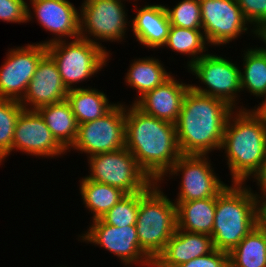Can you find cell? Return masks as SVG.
<instances>
[{"mask_svg":"<svg viewBox=\"0 0 266 267\" xmlns=\"http://www.w3.org/2000/svg\"><path fill=\"white\" fill-rule=\"evenodd\" d=\"M201 30L171 26L164 45L171 48L172 51L174 50V52L191 56L192 59L187 63V66L190 67L206 54H203V52L207 51L206 43L208 45V42Z\"/></svg>","mask_w":266,"mask_h":267,"instance_id":"obj_28","label":"cell"},{"mask_svg":"<svg viewBox=\"0 0 266 267\" xmlns=\"http://www.w3.org/2000/svg\"><path fill=\"white\" fill-rule=\"evenodd\" d=\"M215 197L175 202L177 228L191 233L212 234L216 211Z\"/></svg>","mask_w":266,"mask_h":267,"instance_id":"obj_21","label":"cell"},{"mask_svg":"<svg viewBox=\"0 0 266 267\" xmlns=\"http://www.w3.org/2000/svg\"><path fill=\"white\" fill-rule=\"evenodd\" d=\"M16 149L34 156L52 157L67 152L53 137L37 110L24 109L14 129L12 151Z\"/></svg>","mask_w":266,"mask_h":267,"instance_id":"obj_15","label":"cell"},{"mask_svg":"<svg viewBox=\"0 0 266 267\" xmlns=\"http://www.w3.org/2000/svg\"><path fill=\"white\" fill-rule=\"evenodd\" d=\"M229 267H266V232L255 227L229 253Z\"/></svg>","mask_w":266,"mask_h":267,"instance_id":"obj_26","label":"cell"},{"mask_svg":"<svg viewBox=\"0 0 266 267\" xmlns=\"http://www.w3.org/2000/svg\"><path fill=\"white\" fill-rule=\"evenodd\" d=\"M233 109L222 99L197 93L190 87L175 123L181 154L207 157L209 151L219 150Z\"/></svg>","mask_w":266,"mask_h":267,"instance_id":"obj_2","label":"cell"},{"mask_svg":"<svg viewBox=\"0 0 266 267\" xmlns=\"http://www.w3.org/2000/svg\"><path fill=\"white\" fill-rule=\"evenodd\" d=\"M261 195L262 196H259V194L255 193L256 227L259 230L266 232V191H261Z\"/></svg>","mask_w":266,"mask_h":267,"instance_id":"obj_35","label":"cell"},{"mask_svg":"<svg viewBox=\"0 0 266 267\" xmlns=\"http://www.w3.org/2000/svg\"><path fill=\"white\" fill-rule=\"evenodd\" d=\"M88 158L89 180L120 188L127 194L143 192L153 183L126 147Z\"/></svg>","mask_w":266,"mask_h":267,"instance_id":"obj_7","label":"cell"},{"mask_svg":"<svg viewBox=\"0 0 266 267\" xmlns=\"http://www.w3.org/2000/svg\"><path fill=\"white\" fill-rule=\"evenodd\" d=\"M244 71L240 70L241 90L245 88L256 97H266V45L249 48L244 53Z\"/></svg>","mask_w":266,"mask_h":267,"instance_id":"obj_27","label":"cell"},{"mask_svg":"<svg viewBox=\"0 0 266 267\" xmlns=\"http://www.w3.org/2000/svg\"><path fill=\"white\" fill-rule=\"evenodd\" d=\"M66 100L78 124L93 121L106 114L115 104L98 89L76 87L68 90Z\"/></svg>","mask_w":266,"mask_h":267,"instance_id":"obj_23","label":"cell"},{"mask_svg":"<svg viewBox=\"0 0 266 267\" xmlns=\"http://www.w3.org/2000/svg\"><path fill=\"white\" fill-rule=\"evenodd\" d=\"M123 5L122 0H84L80 9V38L95 44L100 43L97 40L118 42L125 38L128 20Z\"/></svg>","mask_w":266,"mask_h":267,"instance_id":"obj_9","label":"cell"},{"mask_svg":"<svg viewBox=\"0 0 266 267\" xmlns=\"http://www.w3.org/2000/svg\"><path fill=\"white\" fill-rule=\"evenodd\" d=\"M25 0H0V20L4 22L24 23L33 18Z\"/></svg>","mask_w":266,"mask_h":267,"instance_id":"obj_33","label":"cell"},{"mask_svg":"<svg viewBox=\"0 0 266 267\" xmlns=\"http://www.w3.org/2000/svg\"><path fill=\"white\" fill-rule=\"evenodd\" d=\"M47 47L41 43L11 49L0 68V98L20 101Z\"/></svg>","mask_w":266,"mask_h":267,"instance_id":"obj_13","label":"cell"},{"mask_svg":"<svg viewBox=\"0 0 266 267\" xmlns=\"http://www.w3.org/2000/svg\"><path fill=\"white\" fill-rule=\"evenodd\" d=\"M36 19L46 31L57 36L41 44L62 41V38H80L79 20L80 13L68 0H30ZM64 36V37H63Z\"/></svg>","mask_w":266,"mask_h":267,"instance_id":"obj_17","label":"cell"},{"mask_svg":"<svg viewBox=\"0 0 266 267\" xmlns=\"http://www.w3.org/2000/svg\"><path fill=\"white\" fill-rule=\"evenodd\" d=\"M264 101L258 106L256 109H251L266 125V97H264Z\"/></svg>","mask_w":266,"mask_h":267,"instance_id":"obj_37","label":"cell"},{"mask_svg":"<svg viewBox=\"0 0 266 267\" xmlns=\"http://www.w3.org/2000/svg\"><path fill=\"white\" fill-rule=\"evenodd\" d=\"M130 66L125 81L130 87L138 90L139 98L161 85L171 76L158 59L150 57L136 59Z\"/></svg>","mask_w":266,"mask_h":267,"instance_id":"obj_25","label":"cell"},{"mask_svg":"<svg viewBox=\"0 0 266 267\" xmlns=\"http://www.w3.org/2000/svg\"><path fill=\"white\" fill-rule=\"evenodd\" d=\"M67 93L57 64L46 53L38 63L25 95L19 102L26 110H38L40 107L65 100Z\"/></svg>","mask_w":266,"mask_h":267,"instance_id":"obj_16","label":"cell"},{"mask_svg":"<svg viewBox=\"0 0 266 267\" xmlns=\"http://www.w3.org/2000/svg\"><path fill=\"white\" fill-rule=\"evenodd\" d=\"M165 8L171 26L202 29L200 0H182L172 9Z\"/></svg>","mask_w":266,"mask_h":267,"instance_id":"obj_30","label":"cell"},{"mask_svg":"<svg viewBox=\"0 0 266 267\" xmlns=\"http://www.w3.org/2000/svg\"><path fill=\"white\" fill-rule=\"evenodd\" d=\"M83 241L97 244L113 253L125 265L141 263L152 267L153 261L141 250L136 225L117 227L101 218L93 220L88 231L80 236Z\"/></svg>","mask_w":266,"mask_h":267,"instance_id":"obj_14","label":"cell"},{"mask_svg":"<svg viewBox=\"0 0 266 267\" xmlns=\"http://www.w3.org/2000/svg\"><path fill=\"white\" fill-rule=\"evenodd\" d=\"M131 21L137 41L153 49L164 46L171 27L164 5H145Z\"/></svg>","mask_w":266,"mask_h":267,"instance_id":"obj_20","label":"cell"},{"mask_svg":"<svg viewBox=\"0 0 266 267\" xmlns=\"http://www.w3.org/2000/svg\"><path fill=\"white\" fill-rule=\"evenodd\" d=\"M178 267H229V253L213 249L209 254L192 259Z\"/></svg>","mask_w":266,"mask_h":267,"instance_id":"obj_34","label":"cell"},{"mask_svg":"<svg viewBox=\"0 0 266 267\" xmlns=\"http://www.w3.org/2000/svg\"><path fill=\"white\" fill-rule=\"evenodd\" d=\"M205 155H181L167 172L170 175L182 172L180 191L176 201L186 202L192 200L215 197L226 185L211 168L210 161Z\"/></svg>","mask_w":266,"mask_h":267,"instance_id":"obj_12","label":"cell"},{"mask_svg":"<svg viewBox=\"0 0 266 267\" xmlns=\"http://www.w3.org/2000/svg\"><path fill=\"white\" fill-rule=\"evenodd\" d=\"M136 228L141 250L154 262L177 228L176 204L161 192L159 183L139 192Z\"/></svg>","mask_w":266,"mask_h":267,"instance_id":"obj_5","label":"cell"},{"mask_svg":"<svg viewBox=\"0 0 266 267\" xmlns=\"http://www.w3.org/2000/svg\"><path fill=\"white\" fill-rule=\"evenodd\" d=\"M213 249L210 235L176 228L152 267H178L192 259L209 254Z\"/></svg>","mask_w":266,"mask_h":267,"instance_id":"obj_19","label":"cell"},{"mask_svg":"<svg viewBox=\"0 0 266 267\" xmlns=\"http://www.w3.org/2000/svg\"><path fill=\"white\" fill-rule=\"evenodd\" d=\"M236 2L247 21L255 24L252 32L259 37V33L266 30V0H236Z\"/></svg>","mask_w":266,"mask_h":267,"instance_id":"obj_32","label":"cell"},{"mask_svg":"<svg viewBox=\"0 0 266 267\" xmlns=\"http://www.w3.org/2000/svg\"><path fill=\"white\" fill-rule=\"evenodd\" d=\"M256 227L255 193L244 183H233L217 194L212 243L230 253Z\"/></svg>","mask_w":266,"mask_h":267,"instance_id":"obj_4","label":"cell"},{"mask_svg":"<svg viewBox=\"0 0 266 267\" xmlns=\"http://www.w3.org/2000/svg\"><path fill=\"white\" fill-rule=\"evenodd\" d=\"M202 32L211 45H223L247 31L249 22L236 0H200Z\"/></svg>","mask_w":266,"mask_h":267,"instance_id":"obj_11","label":"cell"},{"mask_svg":"<svg viewBox=\"0 0 266 267\" xmlns=\"http://www.w3.org/2000/svg\"><path fill=\"white\" fill-rule=\"evenodd\" d=\"M126 108L118 103L102 117L78 124L77 137L71 148L84 152L90 157L126 147Z\"/></svg>","mask_w":266,"mask_h":267,"instance_id":"obj_8","label":"cell"},{"mask_svg":"<svg viewBox=\"0 0 266 267\" xmlns=\"http://www.w3.org/2000/svg\"><path fill=\"white\" fill-rule=\"evenodd\" d=\"M128 108L125 114L126 148L148 177L161 183L182 155L176 126L145 114L134 104Z\"/></svg>","mask_w":266,"mask_h":267,"instance_id":"obj_1","label":"cell"},{"mask_svg":"<svg viewBox=\"0 0 266 267\" xmlns=\"http://www.w3.org/2000/svg\"><path fill=\"white\" fill-rule=\"evenodd\" d=\"M236 113L233 111L228 117L220 149H225L232 182L246 183L262 166L266 125L252 110L241 108Z\"/></svg>","mask_w":266,"mask_h":267,"instance_id":"obj_3","label":"cell"},{"mask_svg":"<svg viewBox=\"0 0 266 267\" xmlns=\"http://www.w3.org/2000/svg\"><path fill=\"white\" fill-rule=\"evenodd\" d=\"M253 178L257 180L258 186L261 187L260 190L266 191V150H265L262 166Z\"/></svg>","mask_w":266,"mask_h":267,"instance_id":"obj_36","label":"cell"},{"mask_svg":"<svg viewBox=\"0 0 266 267\" xmlns=\"http://www.w3.org/2000/svg\"><path fill=\"white\" fill-rule=\"evenodd\" d=\"M80 194L85 207L93 213V220L102 218L127 193L122 189L86 178L80 181Z\"/></svg>","mask_w":266,"mask_h":267,"instance_id":"obj_24","label":"cell"},{"mask_svg":"<svg viewBox=\"0 0 266 267\" xmlns=\"http://www.w3.org/2000/svg\"><path fill=\"white\" fill-rule=\"evenodd\" d=\"M37 111L45 120L56 141L66 151L71 149L77 137L78 123L68 101L65 99L46 105Z\"/></svg>","mask_w":266,"mask_h":267,"instance_id":"obj_22","label":"cell"},{"mask_svg":"<svg viewBox=\"0 0 266 267\" xmlns=\"http://www.w3.org/2000/svg\"><path fill=\"white\" fill-rule=\"evenodd\" d=\"M47 53L57 64L61 80L67 90L72 85L90 79L92 75L103 69L109 58L106 47L95 44L82 38H77L68 43L66 40L57 41L47 46Z\"/></svg>","mask_w":266,"mask_h":267,"instance_id":"obj_6","label":"cell"},{"mask_svg":"<svg viewBox=\"0 0 266 267\" xmlns=\"http://www.w3.org/2000/svg\"><path fill=\"white\" fill-rule=\"evenodd\" d=\"M239 68L222 56L207 53L188 69L208 89L195 85H190V87L197 93L222 99L235 109L237 108L235 105L237 92L241 91Z\"/></svg>","mask_w":266,"mask_h":267,"instance_id":"obj_10","label":"cell"},{"mask_svg":"<svg viewBox=\"0 0 266 267\" xmlns=\"http://www.w3.org/2000/svg\"><path fill=\"white\" fill-rule=\"evenodd\" d=\"M139 208V193L127 194L101 219L108 225L123 227L136 225Z\"/></svg>","mask_w":266,"mask_h":267,"instance_id":"obj_31","label":"cell"},{"mask_svg":"<svg viewBox=\"0 0 266 267\" xmlns=\"http://www.w3.org/2000/svg\"><path fill=\"white\" fill-rule=\"evenodd\" d=\"M190 85L180 83L171 75L161 85L136 99L133 104L147 115L175 124Z\"/></svg>","mask_w":266,"mask_h":267,"instance_id":"obj_18","label":"cell"},{"mask_svg":"<svg viewBox=\"0 0 266 267\" xmlns=\"http://www.w3.org/2000/svg\"><path fill=\"white\" fill-rule=\"evenodd\" d=\"M23 110L19 101L0 98V163L12 151L14 129Z\"/></svg>","mask_w":266,"mask_h":267,"instance_id":"obj_29","label":"cell"},{"mask_svg":"<svg viewBox=\"0 0 266 267\" xmlns=\"http://www.w3.org/2000/svg\"><path fill=\"white\" fill-rule=\"evenodd\" d=\"M258 38H259L260 40L262 39L263 42H265V44H266V30L260 32Z\"/></svg>","mask_w":266,"mask_h":267,"instance_id":"obj_38","label":"cell"}]
</instances>
